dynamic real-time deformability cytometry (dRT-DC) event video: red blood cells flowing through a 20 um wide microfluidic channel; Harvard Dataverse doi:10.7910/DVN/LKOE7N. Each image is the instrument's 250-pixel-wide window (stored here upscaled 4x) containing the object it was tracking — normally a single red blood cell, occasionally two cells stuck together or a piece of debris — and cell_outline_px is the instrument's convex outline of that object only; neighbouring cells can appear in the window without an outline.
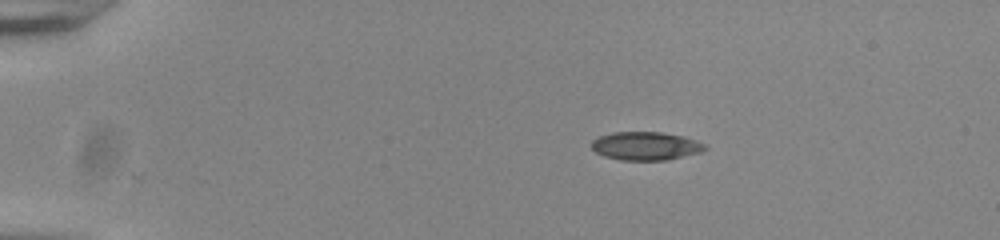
{"species": "common noctule bat (a hibernating species)", "species_latin": "Nyctalus noctula", "temperature_condition": "room temperature", "stored_images_in_passage": 45, "camera_frame_rate_fps": 3000, "um_per_image_px": 0.085, "animal": {"sex": "male", "body_mass_g": 20.0, "forearm_length_mm": 53.3}, "frame": {"image": 1, "passage_image": 1, "time_ms": 0.0, "image_size_px": [1000, 240], "cell_outline_px": [[708, 148], [700, 152], [668, 160], [620, 160], [604, 156], [596, 152], [592, 148], [592, 140], [600, 136], [612, 132], [660, 132], [684, 136], [708, 144]], "centroid_in_image_um": [54.92, 12.4], "position_along_channel_um": 30.1, "area_um2": 18.84}}
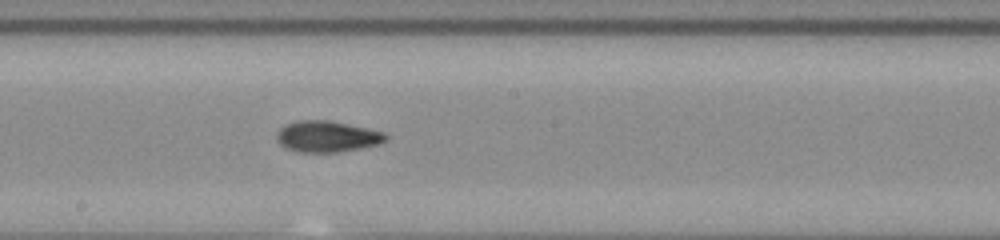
{"frame": {"image": 2, "passage_image": 22, "time_ms": 7.0, "image_size_px": [1000, 240], "cell_outline_px": [[388, 140], [380, 144], [340, 152], [296, 152], [284, 148], [276, 140], [276, 132], [284, 124], [296, 120], [328, 120], [348, 124], [384, 132], [388, 136]], "centroid_in_image_um": [27.76, 11.6], "position_along_channel_um": 220.4, "area_um2": 20.11}}
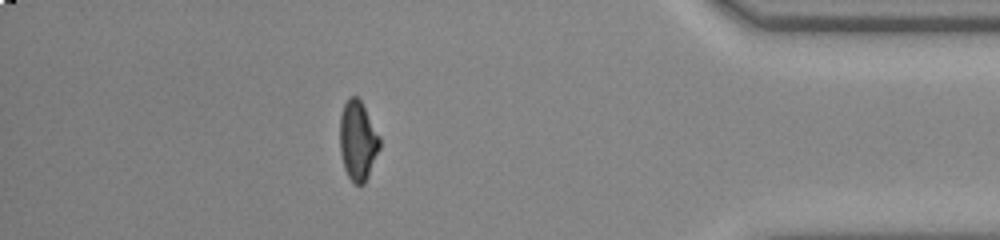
{"frame": {"image": 3, "passage_image": 39, "time_ms": 12.667, "image_size_px": [1000, 240], "cell_outline_px": [[380, 148], [368, 176], [364, 184], [356, 184], [348, 176], [344, 168], [340, 152], [340, 116], [344, 104], [348, 96], [356, 96], [360, 100], [380, 136]], "centroid_in_image_um": [30.41, 11.94], "position_along_channel_um": 404.8, "area_um2": 18.38}, "authors_computed_cell_mechanics": {"area_um2": 19.0162, "velocity_mm_per_s": 3.8557, "shape_relaxation_time_tau1_ms": 7.1459, "shape_relaxation_time_tau2_ms": 1.6136, "deformation_change_tau1": 0.1911, "deformation_change_tau2": 0.0805}}